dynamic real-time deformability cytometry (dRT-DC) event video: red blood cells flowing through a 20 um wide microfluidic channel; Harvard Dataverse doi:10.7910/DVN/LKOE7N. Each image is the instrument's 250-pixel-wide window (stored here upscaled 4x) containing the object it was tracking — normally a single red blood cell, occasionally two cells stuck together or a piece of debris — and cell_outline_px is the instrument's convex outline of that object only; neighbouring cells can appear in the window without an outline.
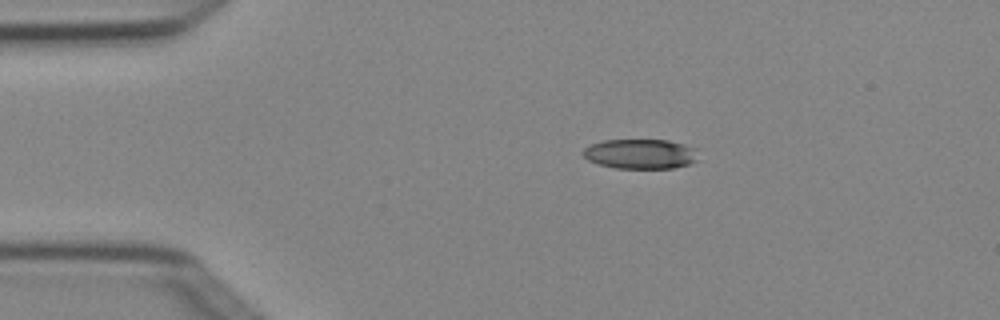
{"species": "Egyptian fruit bat (a non-hibernating species)", "species_latin": "Rousettus aegyptiacus", "temperature_condition": "cold", "stored_images_in_passage": 3, "camera_frame_rate_fps": 3000, "um_per_image_px": 0.085, "animal": {"sex": "female"}, "frame": {"image": 1, "passage_image": 1, "time_ms": 0.0, "image_size_px": [1000, 320], "cell_outline_px": [[696, 160], [688, 164], [672, 168], [616, 168], [600, 164], [588, 160], [580, 152], [584, 148], [592, 144], [604, 140], [668, 140], [684, 144], [696, 148]], "centroid_in_image_um": [54.42, 13.07], "position_along_channel_um": 30.6, "area_um2": 19.88}}
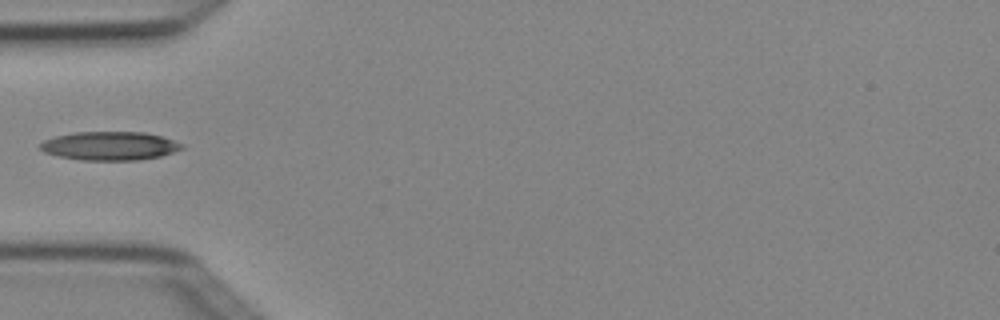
{"frame": {"image": 2, "passage_image": 3, "time_ms": 0.667, "image_size_px": [1000, 320], "cell_outline_px": [[184, 148], [160, 156], [140, 160], [80, 160], [60, 156], [44, 152], [40, 148], [40, 144], [44, 140], [56, 136], [76, 132], [144, 132], [160, 136], [184, 144]], "centroid_in_image_um": [9.33, 12.4], "position_along_channel_um": 75.7, "area_um2": 23.47}}